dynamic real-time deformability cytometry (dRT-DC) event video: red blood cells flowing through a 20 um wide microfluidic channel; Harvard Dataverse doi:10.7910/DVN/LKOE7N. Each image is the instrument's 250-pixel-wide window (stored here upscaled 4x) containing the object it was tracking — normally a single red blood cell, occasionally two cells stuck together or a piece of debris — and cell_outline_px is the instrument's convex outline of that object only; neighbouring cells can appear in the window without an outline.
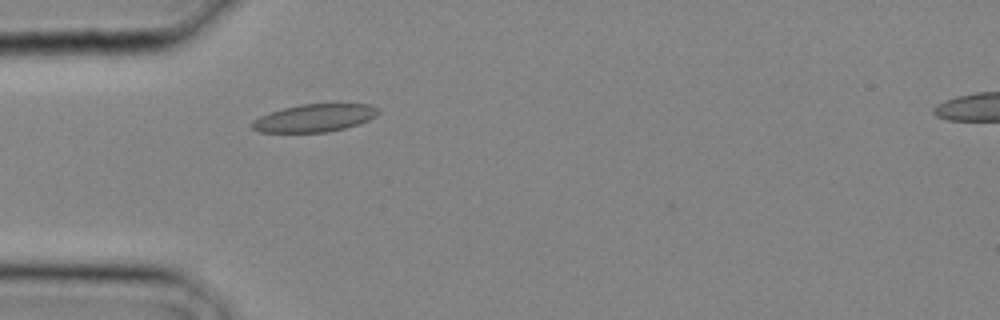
{"species": "common noctule bat (a hibernating species)", "species_latin": "Nyctalus noctula", "temperature_condition": "cold", "stored_images_in_passage": 3, "segment_of_instrument_passage": [1, 2], "camera_frame_rate_fps": 3000, "um_per_image_px": 0.085, "animal": {"sex": "male", "body_mass_g": 20.4}, "frame": {"image": 1, "passage_image": 2, "time_ms": 0.333, "image_size_px": [1000, 320], "cell_outline_px": [[380, 112], [376, 116], [360, 124], [328, 132], [260, 132], [252, 128], [252, 120], [260, 116], [284, 108], [300, 104], [372, 104], [380, 108]], "centroid_in_image_um": [26.79, 10.02], "position_along_channel_um": 58.2, "area_um2": 20.4}}